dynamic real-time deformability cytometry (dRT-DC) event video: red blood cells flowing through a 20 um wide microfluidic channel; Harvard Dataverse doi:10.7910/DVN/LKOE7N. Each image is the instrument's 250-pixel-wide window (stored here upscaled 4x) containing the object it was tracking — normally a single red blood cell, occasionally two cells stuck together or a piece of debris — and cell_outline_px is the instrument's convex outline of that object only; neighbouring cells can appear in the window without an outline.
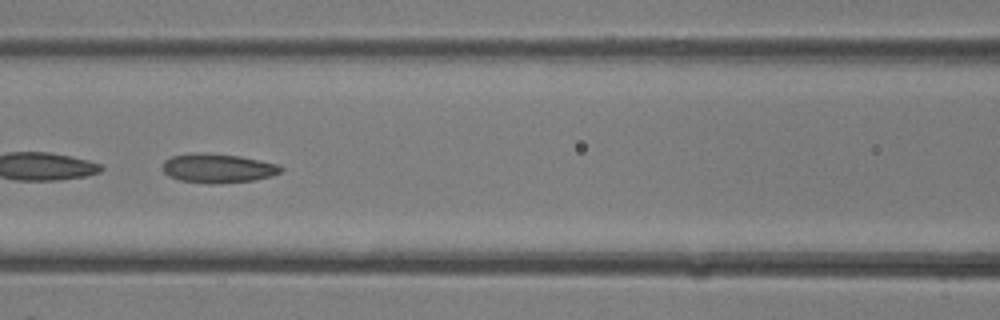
{"species": "common noctule bat (a hibernating species)", "species_latin": "Nyctalus noctula", "temperature_condition": "room temperature", "stored_images_in_passage": 33, "camera_frame_rate_fps": 3000, "um_per_image_px": 0.085, "animal": {"sex": "female"}, "frame": {"image": 1, "passage_image": 15, "time_ms": 4.667, "image_size_px": [1000, 320], "cell_outline_px": [[284, 168], [280, 172], [272, 176], [252, 180], [212, 184], [208, 184], [180, 180], [168, 176], [160, 168], [164, 160], [172, 156], [192, 152], [208, 152], [240, 156], [280, 164]], "centroid_in_image_um": [18.48, 14.28], "position_along_channel_um": 148.1, "area_um2": 20.46}}
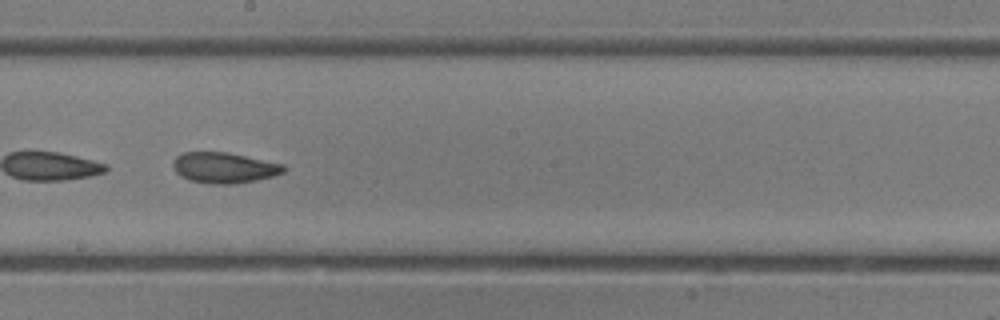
{"frame": {"image": 2, "passage_image": 19, "time_ms": 6.0, "image_size_px": [1000, 320], "cell_outline_px": [[288, 168], [284, 172], [272, 176], [256, 180], [232, 184], [212, 184], [188, 180], [180, 176], [176, 172], [172, 164], [176, 156], [184, 152], [228, 152], [284, 164]], "centroid_in_image_um": [19.06, 14.25], "position_along_channel_um": 229.1, "area_um2": 19.88}}